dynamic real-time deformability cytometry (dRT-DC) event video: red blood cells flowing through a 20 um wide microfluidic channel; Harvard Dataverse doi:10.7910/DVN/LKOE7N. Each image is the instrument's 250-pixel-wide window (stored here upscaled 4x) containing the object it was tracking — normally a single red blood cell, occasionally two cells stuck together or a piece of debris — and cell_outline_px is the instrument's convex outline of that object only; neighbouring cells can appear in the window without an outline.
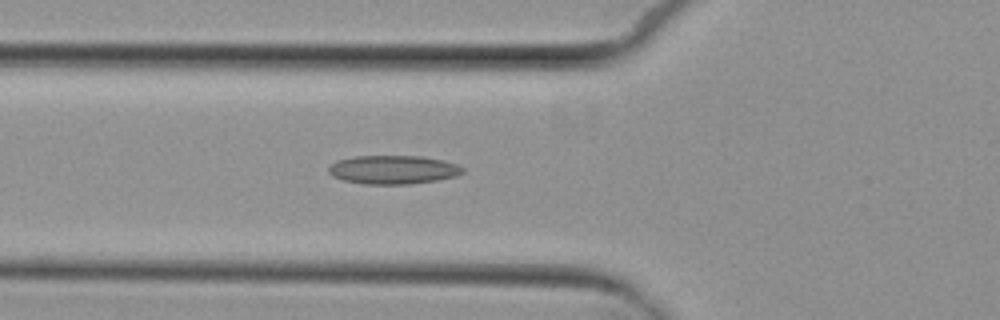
{"species": "common noctule bat (a hibernating species)", "species_latin": "Nyctalus noctula", "temperature_condition": "cold", "stored_images_in_passage": 5, "camera_frame_rate_fps": 3000, "um_per_image_px": 0.085, "animal": {"sex": "female", "body_mass_g": 29.2, "forearm_length_mm": 56.3}, "frame": {"image": 1, "passage_image": 5, "time_ms": 6.667, "image_size_px": [1000, 320], "cell_outline_px": [[464, 172], [456, 176], [436, 180], [408, 184], [364, 184], [344, 180], [332, 176], [328, 172], [328, 168], [336, 160], [352, 156], [424, 156], [444, 160], [456, 164], [464, 168]], "centroid_in_image_um": [33.41, 14.41], "position_along_channel_um": 92.4, "area_um2": 22.48}}